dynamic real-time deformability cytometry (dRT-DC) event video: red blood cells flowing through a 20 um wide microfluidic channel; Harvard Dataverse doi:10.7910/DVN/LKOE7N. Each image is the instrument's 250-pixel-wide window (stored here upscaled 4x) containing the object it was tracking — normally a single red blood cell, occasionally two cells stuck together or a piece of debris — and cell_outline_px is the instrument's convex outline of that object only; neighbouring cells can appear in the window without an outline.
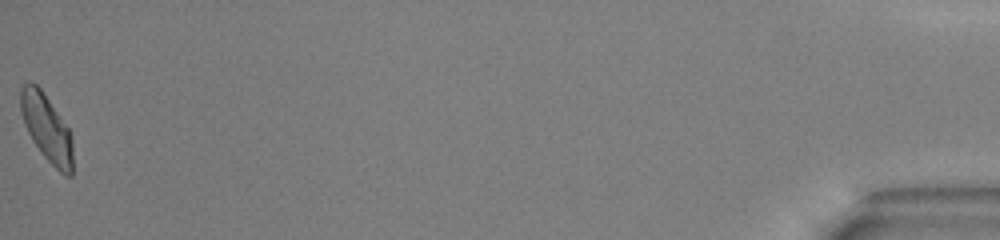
{"species": "common noctule bat (a hibernating species)", "species_latin": "Nyctalus noctula", "temperature_condition": "warm", "stored_images_in_passage": 45, "camera_frame_rate_fps": 3000, "um_per_image_px": 0.085, "animal": {"sex": "male", "body_mass_g": 13.0, "forearm_length_mm": 53.1}, "frame": {"image": 1, "passage_image": 45, "time_ms": 14.667, "image_size_px": [1000, 240], "cell_outline_px": [[72, 176], [64, 176], [44, 156], [32, 140], [24, 124], [20, 112], [20, 88], [28, 80], [36, 84], [40, 88], [68, 128], [72, 136]], "centroid_in_image_um": [3.95, 10.87], "position_along_channel_um": 431.3, "area_um2": 20.29}, "authors_computed_cell_mechanics": {"area_um2": 21.1548, "velocity_mm_per_s": 3.9705, "shape_relaxation_time_tau1_ms": 4.5951, "shape_relaxation_time_tau2_ms": 3.7572, "deformation_change_tau1": 0.1581, "deformation_change_tau2": 0.1011}}